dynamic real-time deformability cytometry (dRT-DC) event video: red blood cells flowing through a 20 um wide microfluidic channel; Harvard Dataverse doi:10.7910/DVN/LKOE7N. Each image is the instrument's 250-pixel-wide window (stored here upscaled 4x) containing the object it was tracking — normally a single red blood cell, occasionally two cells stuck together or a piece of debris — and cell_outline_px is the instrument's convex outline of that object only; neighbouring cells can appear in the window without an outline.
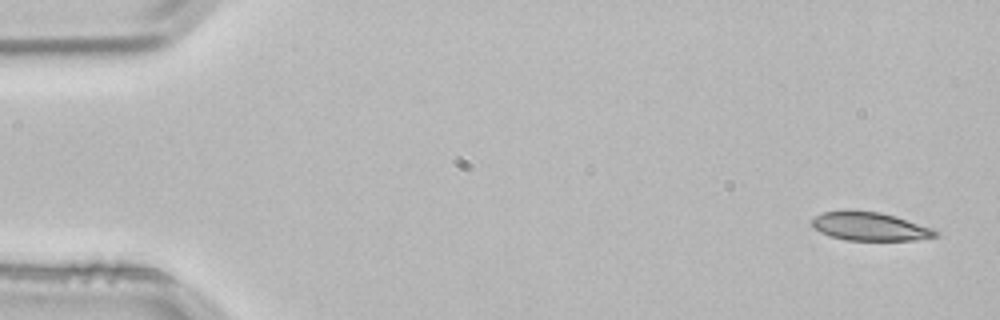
{"species": "common noctule bat (a hibernating species)", "species_latin": "Nyctalus noctula", "temperature_condition": "room temperature", "stored_images_in_passage": 4, "camera_frame_rate_fps": 3000, "um_per_image_px": 0.085, "animal": {"sex": "male", "body_mass_g": 21.5, "forearm_length_mm": 52.0}, "frame": {"image": 1, "passage_image": 1, "time_ms": 0.0, "image_size_px": [1000, 320], "cell_outline_px": [[940, 236], [916, 240], [848, 240], [832, 236], [820, 232], [812, 224], [812, 220], [816, 216], [824, 212], [844, 208], [880, 212], [896, 216], [932, 228], [940, 232]], "centroid_in_image_um": [73.97, 19.22], "position_along_channel_um": 11.0, "area_um2": 20.75}}